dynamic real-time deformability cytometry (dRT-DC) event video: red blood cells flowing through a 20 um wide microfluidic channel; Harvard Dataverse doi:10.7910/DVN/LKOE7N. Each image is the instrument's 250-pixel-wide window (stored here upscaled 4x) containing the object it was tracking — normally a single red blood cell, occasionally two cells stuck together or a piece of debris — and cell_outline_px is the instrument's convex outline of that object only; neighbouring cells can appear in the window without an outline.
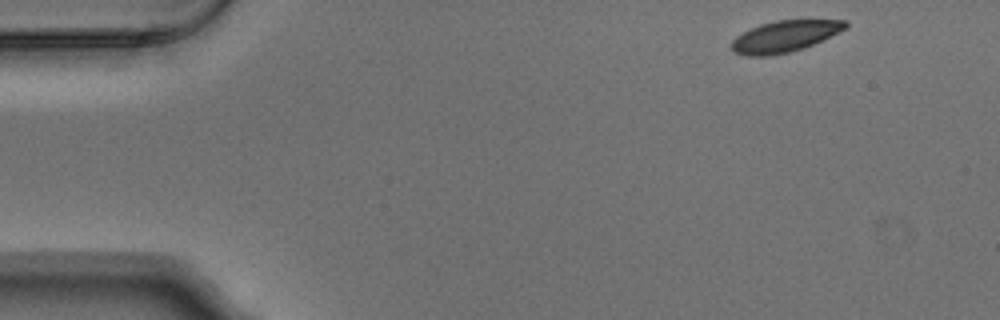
{"species": "Egyptian fruit bat (a non-hibernating species)", "species_latin": "Rousettus aegyptiacus", "temperature_condition": "warm", "stored_images_in_passage": 7, "camera_frame_rate_fps": 3000, "um_per_image_px": 0.085, "animal": {"sex": "male"}, "frame": {"image": 1, "passage_image": 1, "time_ms": 0.0, "image_size_px": [1000, 320], "cell_outline_px": [[848, 28], [804, 48], [788, 52], [768, 56], [744, 56], [736, 52], [732, 48], [732, 40], [736, 36], [760, 24], [776, 20], [848, 20]], "centroid_in_image_um": [66.72, 3.08], "position_along_channel_um": 18.3, "area_um2": 20.69}}
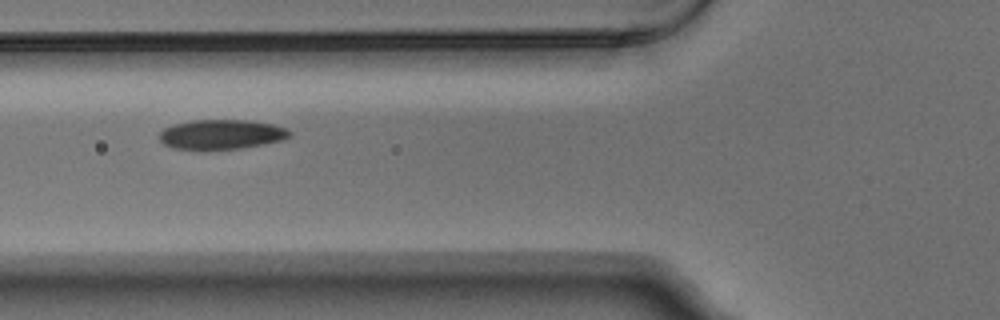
{"frame": {"image": 2, "passage_image": 5, "time_ms": 1.333, "image_size_px": [1000, 320], "cell_outline_px": [[292, 136], [284, 140], [264, 144], [240, 148], [204, 152], [200, 152], [172, 148], [164, 144], [160, 140], [160, 132], [164, 128], [172, 124], [192, 120], [248, 120], [272, 124], [288, 128], [292, 132]], "centroid_in_image_um": [18.81, 11.46], "position_along_channel_um": 107.0, "area_um2": 23.41}}
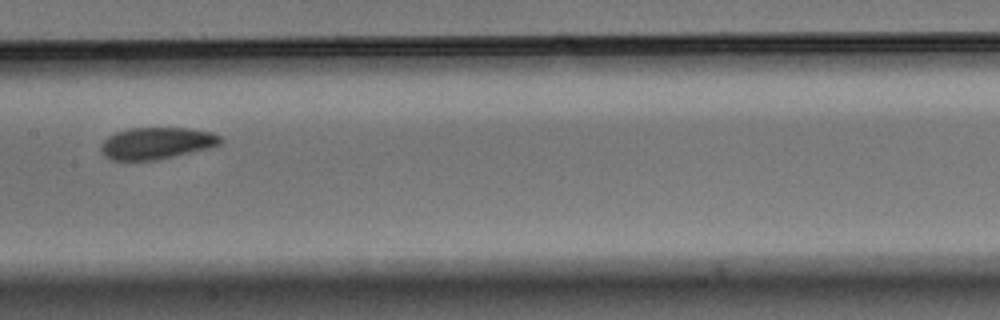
{"frame": {"image": 3, "passage_image": 7, "time_ms": 2.0, "image_size_px": [1000, 320], "cell_outline_px": [[220, 144], [208, 148], [156, 160], [112, 160], [104, 156], [100, 144], [108, 136], [116, 132], [128, 128], [188, 128], [212, 132], [220, 136]], "centroid_in_image_um": [13.28, 12.17], "position_along_channel_um": 194.1, "area_um2": 21.96}}